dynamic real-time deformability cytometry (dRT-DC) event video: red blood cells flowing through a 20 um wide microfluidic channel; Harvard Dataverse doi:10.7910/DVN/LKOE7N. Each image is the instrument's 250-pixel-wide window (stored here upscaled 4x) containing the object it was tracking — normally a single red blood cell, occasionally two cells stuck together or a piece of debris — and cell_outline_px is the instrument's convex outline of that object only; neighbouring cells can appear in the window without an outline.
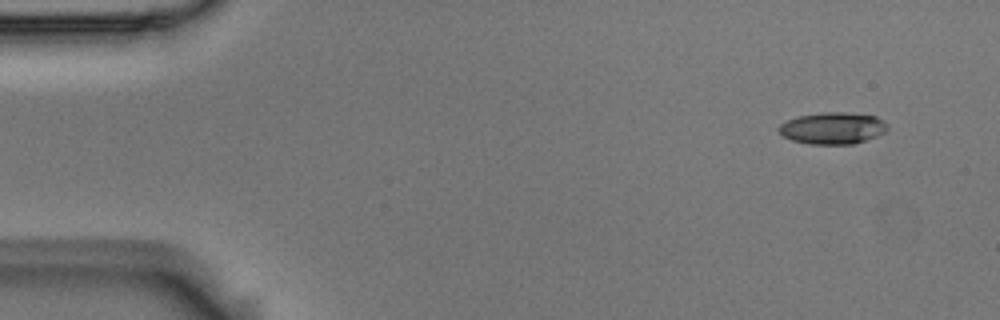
{"species": "Egyptian fruit bat (a non-hibernating species)", "species_latin": "Rousettus aegyptiacus", "temperature_condition": "room temperature", "stored_images_in_passage": 5, "segment_of_instrument_passage": [2, 2], "camera_frame_rate_fps": 3000, "um_per_image_px": 0.085, "animal": {"sex": "male"}, "frame": {"image": 1, "passage_image": 5, "time_ms": 1.333, "image_size_px": [1000, 320], "cell_outline_px": [[888, 128], [884, 132], [876, 136], [852, 144], [808, 144], [792, 140], [784, 136], [780, 132], [780, 124], [788, 120], [800, 116], [820, 112], [844, 112], [876, 116], [884, 120], [888, 124]], "centroid_in_image_um": [70.81, 10.89], "position_along_channel_um": 14.2, "area_um2": 19.94}}